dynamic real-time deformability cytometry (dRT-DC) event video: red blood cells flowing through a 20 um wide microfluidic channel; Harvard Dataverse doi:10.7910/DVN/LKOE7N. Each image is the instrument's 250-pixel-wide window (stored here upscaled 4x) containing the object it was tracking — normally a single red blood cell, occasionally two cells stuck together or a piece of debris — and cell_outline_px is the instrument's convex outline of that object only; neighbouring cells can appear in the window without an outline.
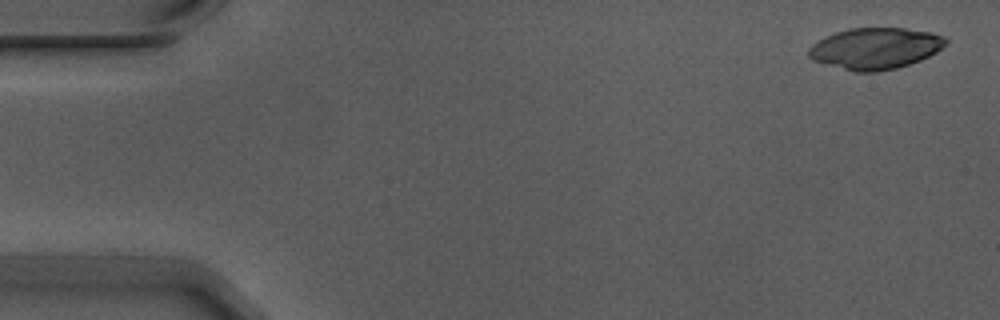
{"species": "Egyptian fruit bat (a non-hibernating species)", "species_latin": "Rousettus aegyptiacus", "temperature_condition": "warm", "stored_images_in_passage": 5, "camera_frame_rate_fps": 3000, "um_per_image_px": 0.085, "animal": {"sex": "male"}, "frame": {"image": 1, "passage_image": 1, "time_ms": 0.0, "image_size_px": [1000, 320], "cell_outline_px": [[948, 44], [936, 52], [920, 60], [896, 68], [876, 72], [856, 72], [812, 60], [808, 56], [808, 48], [812, 44], [836, 32], [848, 28], [904, 28], [932, 32], [944, 36], [948, 40]], "centroid_in_image_um": [74.43, 4.11], "position_along_channel_um": 10.6, "area_um2": 32.95}}